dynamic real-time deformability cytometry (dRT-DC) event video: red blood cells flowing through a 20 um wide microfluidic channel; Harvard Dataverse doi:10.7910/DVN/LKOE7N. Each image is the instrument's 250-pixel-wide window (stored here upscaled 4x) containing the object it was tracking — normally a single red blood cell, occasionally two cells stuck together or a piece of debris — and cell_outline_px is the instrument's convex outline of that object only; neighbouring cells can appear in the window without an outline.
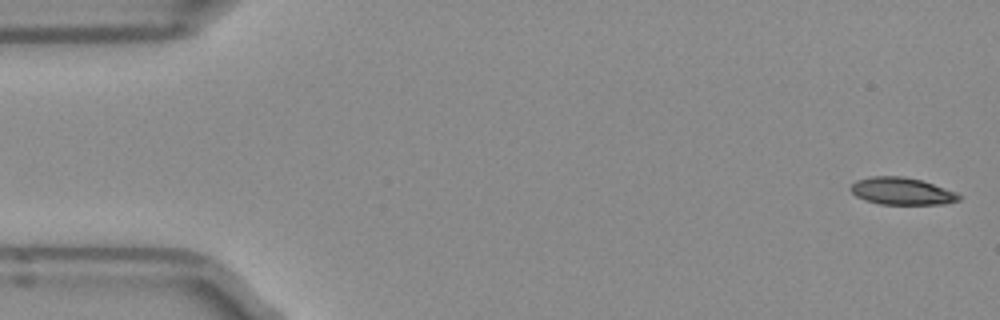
{"species": "Egyptian fruit bat (a non-hibernating species)", "species_latin": "Rousettus aegyptiacus", "temperature_condition": "room temperature", "stored_images_in_passage": 50, "camera_frame_rate_fps": 3000, "um_per_image_px": 0.085, "frame": {"image": 1, "passage_image": 1, "time_ms": 0.0, "image_size_px": [1000, 320], "cell_outline_px": [[960, 200], [944, 204], [880, 204], [864, 200], [856, 196], [848, 188], [856, 180], [872, 176], [904, 176], [920, 180], [956, 192], [960, 196]], "centroid_in_image_um": [76.61, 16.25], "position_along_channel_um": 8.4, "area_um2": 17.11}}
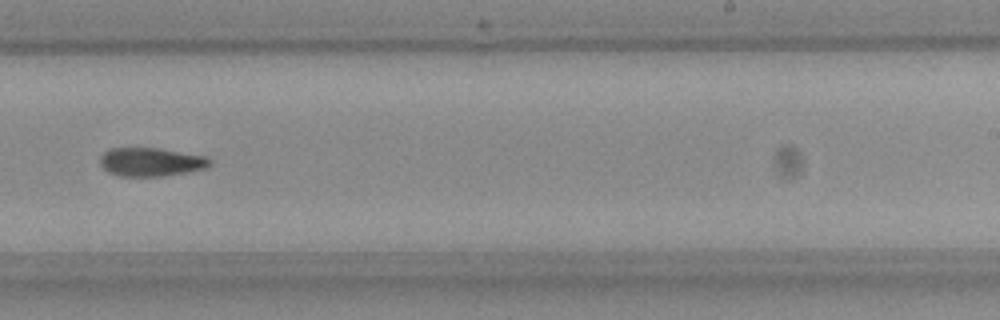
{"frame": {"image": 2, "passage_image": 31, "time_ms": 10.0, "image_size_px": [1000, 320], "cell_outline_px": [[212, 164], [204, 168], [188, 172], [164, 176], [120, 176], [108, 172], [100, 164], [100, 156], [108, 148], [156, 148], [204, 156], [212, 160]], "centroid_in_image_um": [12.81, 13.77], "position_along_channel_um": 276.2, "area_um2": 18.21}}
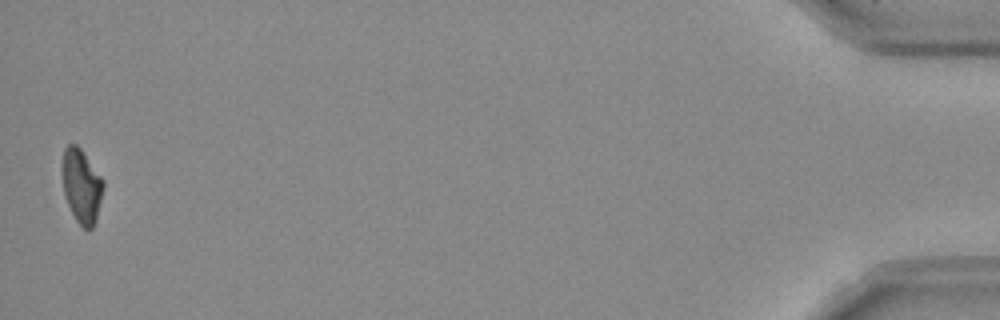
{"frame": {"image": 3, "passage_image": 50, "time_ms": 16.333, "image_size_px": [1000, 320], "cell_outline_px": [[104, 188], [96, 220], [92, 228], [88, 232], [76, 220], [64, 196], [60, 168], [64, 148], [68, 144], [76, 144], [80, 148], [104, 180]], "centroid_in_image_um": [6.91, 15.79], "position_along_channel_um": 428.3, "area_um2": 18.03}}